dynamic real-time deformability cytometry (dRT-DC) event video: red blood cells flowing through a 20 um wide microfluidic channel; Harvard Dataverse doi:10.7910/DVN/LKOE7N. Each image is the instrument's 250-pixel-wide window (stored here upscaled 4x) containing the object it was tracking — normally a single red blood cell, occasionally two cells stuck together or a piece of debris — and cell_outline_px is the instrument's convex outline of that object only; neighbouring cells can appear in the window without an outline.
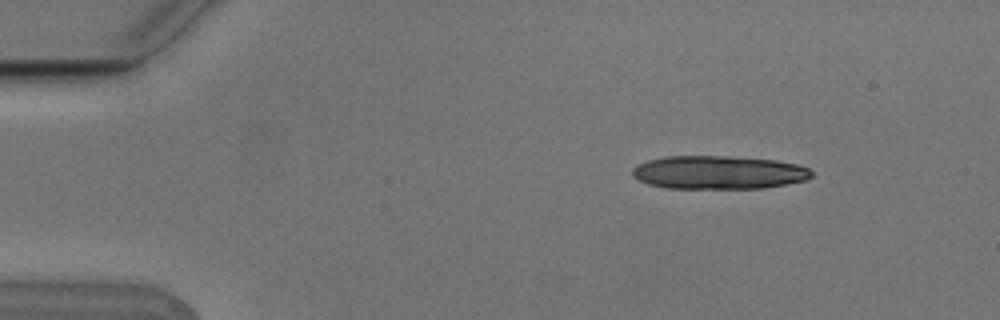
{"species": "Egyptian fruit bat (a non-hibernating species)", "species_latin": "Rousettus aegyptiacus", "temperature_condition": "cold", "stored_images_in_passage": 5, "camera_frame_rate_fps": 3000, "um_per_image_px": 0.085, "animal": {"sex": "male"}, "frame": {"image": 1, "passage_image": 1, "time_ms": 0.0, "image_size_px": [1000, 320], "cell_outline_px": [[812, 176], [804, 180], [764, 188], [668, 188], [648, 184], [632, 176], [632, 168], [648, 160], [664, 156], [728, 156], [776, 160], [796, 164], [808, 168], [812, 172]], "centroid_in_image_um": [61.06, 14.65], "position_along_channel_um": 23.9, "area_um2": 34.68}}